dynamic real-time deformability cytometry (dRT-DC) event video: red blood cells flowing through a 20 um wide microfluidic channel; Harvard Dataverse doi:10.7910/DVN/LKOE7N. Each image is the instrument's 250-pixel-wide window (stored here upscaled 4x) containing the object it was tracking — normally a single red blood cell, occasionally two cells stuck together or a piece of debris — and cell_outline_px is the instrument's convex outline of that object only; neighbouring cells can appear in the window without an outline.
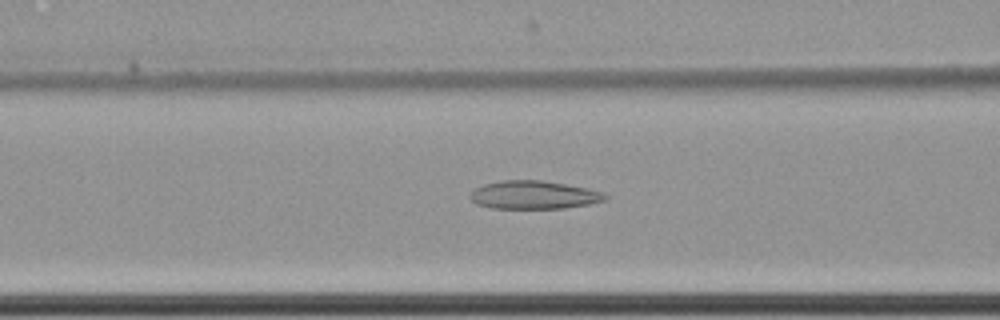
{"species": "common noctule bat (a hibernating species)", "species_latin": "Nyctalus noctula", "temperature_condition": "cold", "stored_images_in_passage": 53, "camera_frame_rate_fps": 3000, "um_per_image_px": 0.085, "animal": {"sex": "female", "body_mass_g": 22.7, "forearm_length_mm": 54.2}, "frame": {"image": 1, "passage_image": 19, "time_ms": 6.0, "image_size_px": [1000, 320], "cell_outline_px": [[608, 200], [588, 204], [564, 208], [492, 208], [476, 204], [468, 196], [476, 188], [484, 184], [500, 180], [544, 180], [588, 188], [604, 192], [608, 196]], "centroid_in_image_um": [45.4, 16.56], "position_along_channel_um": 121.2, "area_um2": 22.31}}
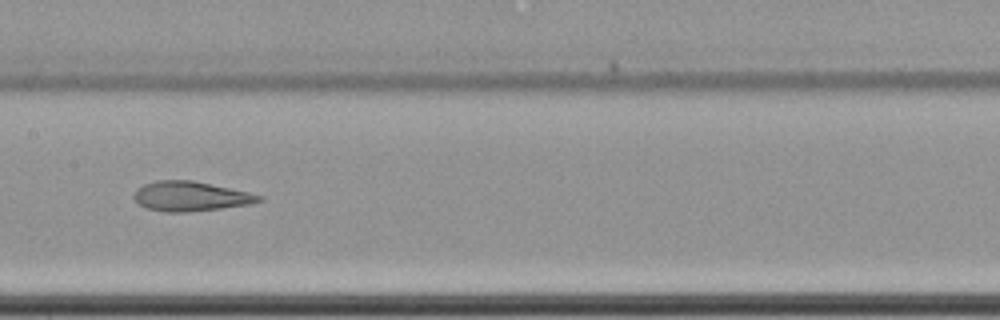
{"frame": {"image": 2, "passage_image": 25, "time_ms": 8.0, "image_size_px": [1000, 320], "cell_outline_px": [[264, 200], [248, 204], [220, 208], [188, 212], [164, 212], [148, 208], [140, 204], [132, 196], [136, 188], [144, 184], [156, 180], [192, 180], [248, 192], [264, 196]], "centroid_in_image_um": [16.18, 16.68], "position_along_channel_um": 191.2, "area_um2": 21.5}}
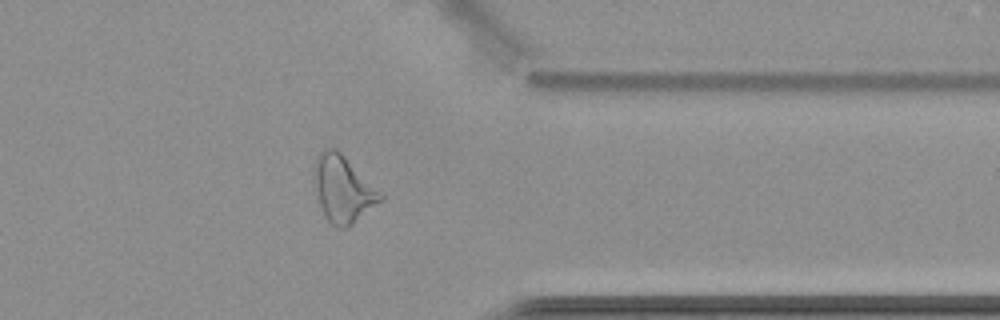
{"frame": {"image": 3, "passage_image": 42, "time_ms": 13.667, "image_size_px": [1000, 320], "cell_outline_px": [[384, 196], [380, 200], [348, 228], [336, 228], [328, 220], [320, 204], [316, 188], [312, 168], [320, 152], [324, 148], [336, 148]], "centroid_in_image_um": [29.11, 16.06], "position_along_channel_um": 382.3, "area_um2": 24.91}, "authors_computed_cell_mechanics": {"area_um2": 24.9118, "velocity_mm_per_s": 3.4936, "shape_relaxation_time_tau1_ms": null, "shape_relaxation_time_tau2_ms": 2.6207, "deformation_change_tau1": null, "deformation_change_tau2": 0.1185}}